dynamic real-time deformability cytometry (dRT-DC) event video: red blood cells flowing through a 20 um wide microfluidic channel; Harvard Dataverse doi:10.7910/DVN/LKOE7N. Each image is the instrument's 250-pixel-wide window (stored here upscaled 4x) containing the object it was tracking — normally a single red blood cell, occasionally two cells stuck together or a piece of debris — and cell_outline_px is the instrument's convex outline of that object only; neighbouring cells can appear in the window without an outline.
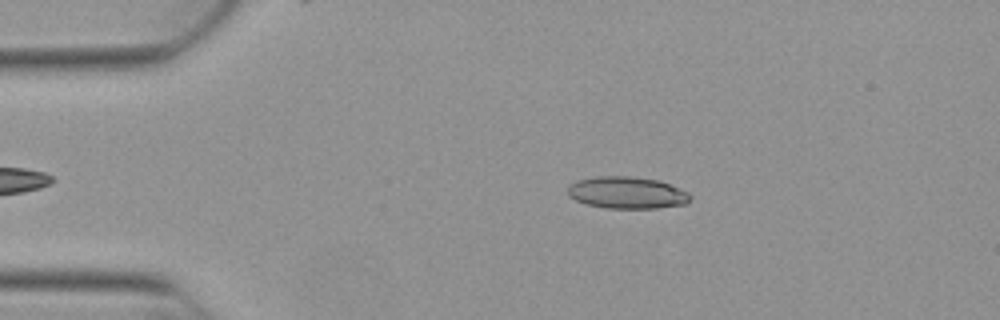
{"species": "Egyptian fruit bat (a non-hibernating species)", "species_latin": "Rousettus aegyptiacus", "temperature_condition": "warm", "stored_images_in_passage": 51, "camera_frame_rate_fps": 3000, "um_per_image_px": 0.085, "animal": {"sex": "female"}, "frame": {"image": 1, "passage_image": 9, "time_ms": 2.667, "image_size_px": [1000, 320], "cell_outline_px": [[692, 196], [684, 204], [656, 208], [608, 208], [588, 204], [576, 200], [568, 196], [568, 184], [576, 180], [596, 176], [632, 176], [660, 180], [680, 188], [688, 192]], "centroid_in_image_um": [53.28, 16.36], "position_along_channel_um": 31.7, "area_um2": 22.89}}
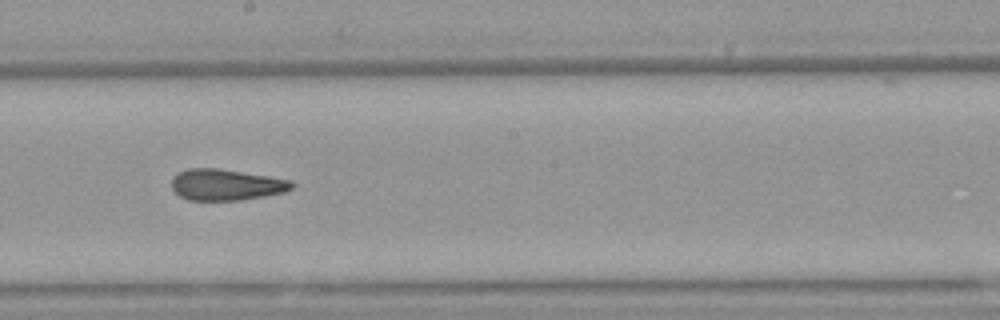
{"frame": {"image": 2, "passage_image": 28, "time_ms": 9.0, "image_size_px": [1000, 320], "cell_outline_px": [[296, 184], [292, 188], [284, 192], [264, 196], [240, 200], [188, 200], [180, 196], [172, 188], [172, 176], [188, 168], [220, 168], [292, 180]], "centroid_in_image_um": [19.23, 15.69], "position_along_channel_um": 229.0, "area_um2": 21.91}}
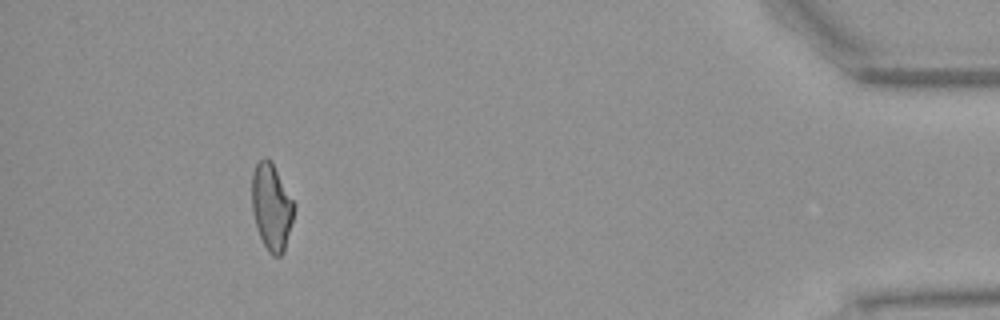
{"frame": {"image": 3, "passage_image": 47, "time_ms": 15.333, "image_size_px": [1000, 320], "cell_outline_px": [[296, 208], [284, 252], [280, 256], [272, 256], [268, 252], [256, 228], [252, 212], [252, 172], [256, 164], [264, 156], [272, 160], [296, 204]], "centroid_in_image_um": [23.1, 17.56], "position_along_channel_um": 412.1, "area_um2": 21.79}, "authors_computed_cell_mechanics": {"area_um2": 22.0796, "velocity_mm_per_s": 3.8903, "shape_relaxation_time_tau1_ms": null, "shape_relaxation_time_tau2_ms": 3.5637, "deformation_change_tau1": null, "deformation_change_tau2": 0.1354}}